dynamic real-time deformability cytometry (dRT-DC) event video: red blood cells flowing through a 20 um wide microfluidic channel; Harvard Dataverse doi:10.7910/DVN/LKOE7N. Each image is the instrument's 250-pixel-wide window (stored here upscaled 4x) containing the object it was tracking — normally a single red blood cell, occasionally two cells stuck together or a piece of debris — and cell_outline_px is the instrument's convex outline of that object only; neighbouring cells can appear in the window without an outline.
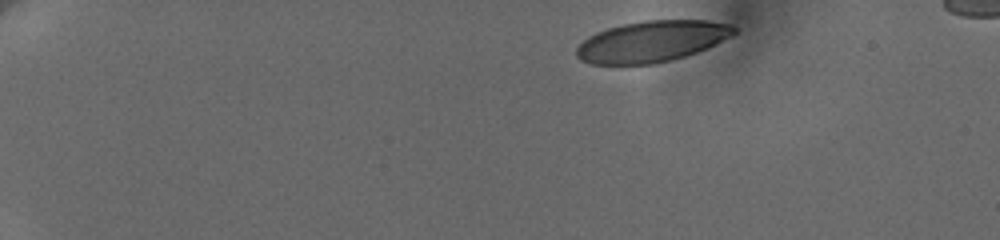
{"species": "human", "species_latin": "Homo sapiens", "temperature_condition": "cold", "stored_images_in_passage": 34, "camera_frame_rate_fps": 3000, "um_per_image_px": 0.085, "donor": {"sex": "female"}, "frame": {"image": 1, "passage_image": 1, "time_ms": 0.0, "image_size_px": [1000, 240], "cell_outline_px": [[736, 32], [732, 36], [696, 52], [672, 60], [652, 64], [592, 64], [580, 60], [576, 56], [576, 48], [588, 36], [596, 32], [608, 28], [624, 24], [644, 20], [708, 20], [732, 24], [736, 28]], "centroid_in_image_um": [55.4, 3.51], "position_along_channel_um": 29.6, "area_um2": 37.69}}
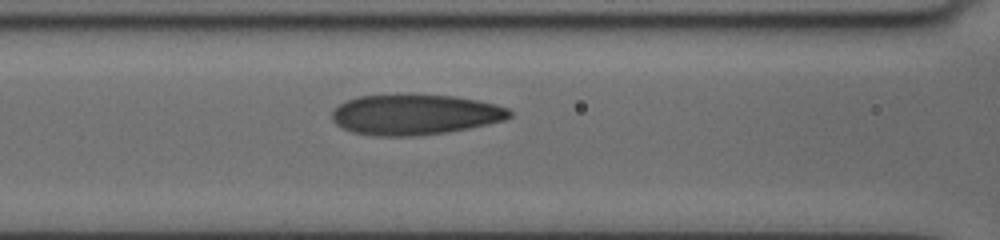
{"frame": {"image": 2, "passage_image": 20, "time_ms": 6.0, "image_size_px": [1000, 240], "cell_outline_px": [[512, 116], [504, 120], [468, 128], [448, 132], [412, 136], [376, 136], [352, 132], [336, 124], [332, 120], [332, 112], [340, 104], [348, 100], [360, 96], [456, 96], [496, 104], [508, 108], [512, 112]], "centroid_in_image_um": [35.29, 9.76], "position_along_channel_um": 131.3, "area_um2": 41.15}}
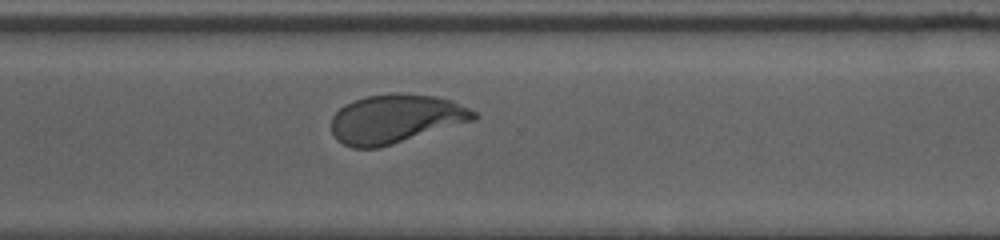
{"frame": {"image": 3, "passage_image": 34, "time_ms": 11.667, "image_size_px": [1000, 240], "cell_outline_px": [[476, 120], [392, 144], [376, 148], [352, 148], [336, 140], [332, 132], [332, 116], [344, 104], [364, 96], [388, 92], [400, 92], [436, 96], [452, 100], [476, 112]], "centroid_in_image_um": [33.61, 10.08], "position_along_channel_um": 337.0, "area_um2": 40.81}}